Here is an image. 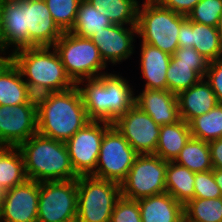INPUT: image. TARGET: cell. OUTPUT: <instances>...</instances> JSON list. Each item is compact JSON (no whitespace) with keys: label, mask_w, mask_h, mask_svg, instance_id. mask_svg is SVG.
Masks as SVG:
<instances>
[{"label":"cell","mask_w":222,"mask_h":222,"mask_svg":"<svg viewBox=\"0 0 222 222\" xmlns=\"http://www.w3.org/2000/svg\"><path fill=\"white\" fill-rule=\"evenodd\" d=\"M27 179L20 149L0 146V188L6 191L24 183Z\"/></svg>","instance_id":"cb8c5ba5"},{"label":"cell","mask_w":222,"mask_h":222,"mask_svg":"<svg viewBox=\"0 0 222 222\" xmlns=\"http://www.w3.org/2000/svg\"><path fill=\"white\" fill-rule=\"evenodd\" d=\"M190 138L189 124L182 119L173 124L161 125L155 155L164 161H174Z\"/></svg>","instance_id":"603a6c76"},{"label":"cell","mask_w":222,"mask_h":222,"mask_svg":"<svg viewBox=\"0 0 222 222\" xmlns=\"http://www.w3.org/2000/svg\"><path fill=\"white\" fill-rule=\"evenodd\" d=\"M217 30H218V35H219V39H220V45H221V48H222V13H221L220 18H219Z\"/></svg>","instance_id":"b9f144b4"},{"label":"cell","mask_w":222,"mask_h":222,"mask_svg":"<svg viewBox=\"0 0 222 222\" xmlns=\"http://www.w3.org/2000/svg\"><path fill=\"white\" fill-rule=\"evenodd\" d=\"M0 7L1 48L11 54L29 47L54 46L64 33L44 0H0Z\"/></svg>","instance_id":"6da1fadb"},{"label":"cell","mask_w":222,"mask_h":222,"mask_svg":"<svg viewBox=\"0 0 222 222\" xmlns=\"http://www.w3.org/2000/svg\"><path fill=\"white\" fill-rule=\"evenodd\" d=\"M164 161L155 154H138L127 177L120 184L121 196L138 200L166 192V168Z\"/></svg>","instance_id":"9c48e42d"},{"label":"cell","mask_w":222,"mask_h":222,"mask_svg":"<svg viewBox=\"0 0 222 222\" xmlns=\"http://www.w3.org/2000/svg\"><path fill=\"white\" fill-rule=\"evenodd\" d=\"M20 149L26 176L37 182L77 179L67 145L40 134L32 135L21 143Z\"/></svg>","instance_id":"5b68a950"},{"label":"cell","mask_w":222,"mask_h":222,"mask_svg":"<svg viewBox=\"0 0 222 222\" xmlns=\"http://www.w3.org/2000/svg\"><path fill=\"white\" fill-rule=\"evenodd\" d=\"M179 47H193L207 60L222 58V48L217 27L190 21L181 24L178 34Z\"/></svg>","instance_id":"e0dca14e"},{"label":"cell","mask_w":222,"mask_h":222,"mask_svg":"<svg viewBox=\"0 0 222 222\" xmlns=\"http://www.w3.org/2000/svg\"><path fill=\"white\" fill-rule=\"evenodd\" d=\"M113 125L138 154H155L160 125L134 104Z\"/></svg>","instance_id":"4fadbf2b"},{"label":"cell","mask_w":222,"mask_h":222,"mask_svg":"<svg viewBox=\"0 0 222 222\" xmlns=\"http://www.w3.org/2000/svg\"><path fill=\"white\" fill-rule=\"evenodd\" d=\"M1 34H2V20H1V7H0V47H1Z\"/></svg>","instance_id":"ee69618b"},{"label":"cell","mask_w":222,"mask_h":222,"mask_svg":"<svg viewBox=\"0 0 222 222\" xmlns=\"http://www.w3.org/2000/svg\"><path fill=\"white\" fill-rule=\"evenodd\" d=\"M213 168H222V138L208 142Z\"/></svg>","instance_id":"f35d334b"},{"label":"cell","mask_w":222,"mask_h":222,"mask_svg":"<svg viewBox=\"0 0 222 222\" xmlns=\"http://www.w3.org/2000/svg\"><path fill=\"white\" fill-rule=\"evenodd\" d=\"M6 52L7 51L0 47V72L12 61V54L10 52Z\"/></svg>","instance_id":"ab89813d"},{"label":"cell","mask_w":222,"mask_h":222,"mask_svg":"<svg viewBox=\"0 0 222 222\" xmlns=\"http://www.w3.org/2000/svg\"><path fill=\"white\" fill-rule=\"evenodd\" d=\"M176 96L180 118L187 123L197 116L208 113L219 103L214 91L204 78Z\"/></svg>","instance_id":"ffe728a7"},{"label":"cell","mask_w":222,"mask_h":222,"mask_svg":"<svg viewBox=\"0 0 222 222\" xmlns=\"http://www.w3.org/2000/svg\"><path fill=\"white\" fill-rule=\"evenodd\" d=\"M110 222H142L138 201L121 196L116 201Z\"/></svg>","instance_id":"e575fe53"},{"label":"cell","mask_w":222,"mask_h":222,"mask_svg":"<svg viewBox=\"0 0 222 222\" xmlns=\"http://www.w3.org/2000/svg\"><path fill=\"white\" fill-rule=\"evenodd\" d=\"M3 192L0 191V219H1V214H2V199H3Z\"/></svg>","instance_id":"7bdbcfd3"},{"label":"cell","mask_w":222,"mask_h":222,"mask_svg":"<svg viewBox=\"0 0 222 222\" xmlns=\"http://www.w3.org/2000/svg\"><path fill=\"white\" fill-rule=\"evenodd\" d=\"M137 155L138 153L112 124L104 133L96 169L91 176L121 184Z\"/></svg>","instance_id":"30bf717a"},{"label":"cell","mask_w":222,"mask_h":222,"mask_svg":"<svg viewBox=\"0 0 222 222\" xmlns=\"http://www.w3.org/2000/svg\"><path fill=\"white\" fill-rule=\"evenodd\" d=\"M204 79L211 86L219 103H222V58L209 63Z\"/></svg>","instance_id":"8d00e7d4"},{"label":"cell","mask_w":222,"mask_h":222,"mask_svg":"<svg viewBox=\"0 0 222 222\" xmlns=\"http://www.w3.org/2000/svg\"><path fill=\"white\" fill-rule=\"evenodd\" d=\"M120 197V184L91 175L79 176L76 222H110L114 206Z\"/></svg>","instance_id":"ba28073f"},{"label":"cell","mask_w":222,"mask_h":222,"mask_svg":"<svg viewBox=\"0 0 222 222\" xmlns=\"http://www.w3.org/2000/svg\"><path fill=\"white\" fill-rule=\"evenodd\" d=\"M60 56L67 75L76 84L80 80L97 78L108 66L102 60L97 46L90 38L64 32L53 46Z\"/></svg>","instance_id":"52a82bcc"},{"label":"cell","mask_w":222,"mask_h":222,"mask_svg":"<svg viewBox=\"0 0 222 222\" xmlns=\"http://www.w3.org/2000/svg\"><path fill=\"white\" fill-rule=\"evenodd\" d=\"M113 23L104 14L96 10L87 0H81L75 23L70 30L76 36L91 38L96 32Z\"/></svg>","instance_id":"83f0119b"},{"label":"cell","mask_w":222,"mask_h":222,"mask_svg":"<svg viewBox=\"0 0 222 222\" xmlns=\"http://www.w3.org/2000/svg\"><path fill=\"white\" fill-rule=\"evenodd\" d=\"M213 176L214 179L220 188L221 194H222V168H213Z\"/></svg>","instance_id":"60d3db41"},{"label":"cell","mask_w":222,"mask_h":222,"mask_svg":"<svg viewBox=\"0 0 222 222\" xmlns=\"http://www.w3.org/2000/svg\"><path fill=\"white\" fill-rule=\"evenodd\" d=\"M23 103H36V97L23 80L18 67L11 61L0 72V105L14 106Z\"/></svg>","instance_id":"7402d4cb"},{"label":"cell","mask_w":222,"mask_h":222,"mask_svg":"<svg viewBox=\"0 0 222 222\" xmlns=\"http://www.w3.org/2000/svg\"><path fill=\"white\" fill-rule=\"evenodd\" d=\"M166 79L167 90L177 95L198 83L202 77L194 70V65L176 64L171 60Z\"/></svg>","instance_id":"4dcf8cb0"},{"label":"cell","mask_w":222,"mask_h":222,"mask_svg":"<svg viewBox=\"0 0 222 222\" xmlns=\"http://www.w3.org/2000/svg\"><path fill=\"white\" fill-rule=\"evenodd\" d=\"M40 182L27 179L3 192L0 222H37Z\"/></svg>","instance_id":"9a60e30c"},{"label":"cell","mask_w":222,"mask_h":222,"mask_svg":"<svg viewBox=\"0 0 222 222\" xmlns=\"http://www.w3.org/2000/svg\"><path fill=\"white\" fill-rule=\"evenodd\" d=\"M221 13L222 0H200L187 18L200 24L217 27Z\"/></svg>","instance_id":"d6a6232c"},{"label":"cell","mask_w":222,"mask_h":222,"mask_svg":"<svg viewBox=\"0 0 222 222\" xmlns=\"http://www.w3.org/2000/svg\"><path fill=\"white\" fill-rule=\"evenodd\" d=\"M77 179L40 182L37 222H76Z\"/></svg>","instance_id":"8fae6325"},{"label":"cell","mask_w":222,"mask_h":222,"mask_svg":"<svg viewBox=\"0 0 222 222\" xmlns=\"http://www.w3.org/2000/svg\"><path fill=\"white\" fill-rule=\"evenodd\" d=\"M12 61L35 97L68 90L76 85L67 75L53 46L20 49L12 54Z\"/></svg>","instance_id":"277c9868"},{"label":"cell","mask_w":222,"mask_h":222,"mask_svg":"<svg viewBox=\"0 0 222 222\" xmlns=\"http://www.w3.org/2000/svg\"><path fill=\"white\" fill-rule=\"evenodd\" d=\"M195 172L169 161L166 168V192L185 205L194 198Z\"/></svg>","instance_id":"d4e9b609"},{"label":"cell","mask_w":222,"mask_h":222,"mask_svg":"<svg viewBox=\"0 0 222 222\" xmlns=\"http://www.w3.org/2000/svg\"><path fill=\"white\" fill-rule=\"evenodd\" d=\"M37 134L36 103L0 105V146L18 147Z\"/></svg>","instance_id":"5bb4252c"},{"label":"cell","mask_w":222,"mask_h":222,"mask_svg":"<svg viewBox=\"0 0 222 222\" xmlns=\"http://www.w3.org/2000/svg\"><path fill=\"white\" fill-rule=\"evenodd\" d=\"M134 37H138L137 26L112 24L96 32L90 39L97 46L104 63L116 66L135 53Z\"/></svg>","instance_id":"2e32d148"},{"label":"cell","mask_w":222,"mask_h":222,"mask_svg":"<svg viewBox=\"0 0 222 222\" xmlns=\"http://www.w3.org/2000/svg\"><path fill=\"white\" fill-rule=\"evenodd\" d=\"M37 133L66 142L90 120L77 86L36 97Z\"/></svg>","instance_id":"7a4b0ae2"},{"label":"cell","mask_w":222,"mask_h":222,"mask_svg":"<svg viewBox=\"0 0 222 222\" xmlns=\"http://www.w3.org/2000/svg\"><path fill=\"white\" fill-rule=\"evenodd\" d=\"M137 201L142 222H184V205L168 192Z\"/></svg>","instance_id":"44dd1931"},{"label":"cell","mask_w":222,"mask_h":222,"mask_svg":"<svg viewBox=\"0 0 222 222\" xmlns=\"http://www.w3.org/2000/svg\"><path fill=\"white\" fill-rule=\"evenodd\" d=\"M188 124L194 138L206 142L222 138V103L208 113L193 118Z\"/></svg>","instance_id":"f1b7e54d"},{"label":"cell","mask_w":222,"mask_h":222,"mask_svg":"<svg viewBox=\"0 0 222 222\" xmlns=\"http://www.w3.org/2000/svg\"><path fill=\"white\" fill-rule=\"evenodd\" d=\"M140 73L145 89L167 90L166 71L171 62V55L159 48L140 42Z\"/></svg>","instance_id":"d6986e66"},{"label":"cell","mask_w":222,"mask_h":222,"mask_svg":"<svg viewBox=\"0 0 222 222\" xmlns=\"http://www.w3.org/2000/svg\"><path fill=\"white\" fill-rule=\"evenodd\" d=\"M113 24L137 26L139 0H87Z\"/></svg>","instance_id":"484cf974"},{"label":"cell","mask_w":222,"mask_h":222,"mask_svg":"<svg viewBox=\"0 0 222 222\" xmlns=\"http://www.w3.org/2000/svg\"><path fill=\"white\" fill-rule=\"evenodd\" d=\"M163 7L187 16L200 0H156Z\"/></svg>","instance_id":"74e56055"},{"label":"cell","mask_w":222,"mask_h":222,"mask_svg":"<svg viewBox=\"0 0 222 222\" xmlns=\"http://www.w3.org/2000/svg\"><path fill=\"white\" fill-rule=\"evenodd\" d=\"M111 125L103 121H89L65 142L78 177L94 173L104 133Z\"/></svg>","instance_id":"7c38bea8"},{"label":"cell","mask_w":222,"mask_h":222,"mask_svg":"<svg viewBox=\"0 0 222 222\" xmlns=\"http://www.w3.org/2000/svg\"><path fill=\"white\" fill-rule=\"evenodd\" d=\"M135 95V104L160 126L173 124L181 119L176 94L168 90L144 88Z\"/></svg>","instance_id":"ac0fdd59"},{"label":"cell","mask_w":222,"mask_h":222,"mask_svg":"<svg viewBox=\"0 0 222 222\" xmlns=\"http://www.w3.org/2000/svg\"><path fill=\"white\" fill-rule=\"evenodd\" d=\"M222 197L213 170L195 173L194 198L210 199Z\"/></svg>","instance_id":"d590c367"},{"label":"cell","mask_w":222,"mask_h":222,"mask_svg":"<svg viewBox=\"0 0 222 222\" xmlns=\"http://www.w3.org/2000/svg\"><path fill=\"white\" fill-rule=\"evenodd\" d=\"M186 19L187 16L163 7L156 0H145L138 7V38L172 56L179 47L178 34Z\"/></svg>","instance_id":"8992f818"},{"label":"cell","mask_w":222,"mask_h":222,"mask_svg":"<svg viewBox=\"0 0 222 222\" xmlns=\"http://www.w3.org/2000/svg\"><path fill=\"white\" fill-rule=\"evenodd\" d=\"M174 162L187 167L190 171L195 173L213 169L208 142L192 136L181 149Z\"/></svg>","instance_id":"4316f807"},{"label":"cell","mask_w":222,"mask_h":222,"mask_svg":"<svg viewBox=\"0 0 222 222\" xmlns=\"http://www.w3.org/2000/svg\"><path fill=\"white\" fill-rule=\"evenodd\" d=\"M114 72L76 83L90 121L113 124L135 104L132 84L127 77Z\"/></svg>","instance_id":"3957f363"},{"label":"cell","mask_w":222,"mask_h":222,"mask_svg":"<svg viewBox=\"0 0 222 222\" xmlns=\"http://www.w3.org/2000/svg\"><path fill=\"white\" fill-rule=\"evenodd\" d=\"M184 222H222V197L189 200L184 205Z\"/></svg>","instance_id":"f546056e"},{"label":"cell","mask_w":222,"mask_h":222,"mask_svg":"<svg viewBox=\"0 0 222 222\" xmlns=\"http://www.w3.org/2000/svg\"><path fill=\"white\" fill-rule=\"evenodd\" d=\"M53 20L63 31H70L75 23L81 0H44Z\"/></svg>","instance_id":"1f68e13d"},{"label":"cell","mask_w":222,"mask_h":222,"mask_svg":"<svg viewBox=\"0 0 222 222\" xmlns=\"http://www.w3.org/2000/svg\"><path fill=\"white\" fill-rule=\"evenodd\" d=\"M171 60L176 64L194 65V70L202 78H204L210 63L193 47H178L171 56Z\"/></svg>","instance_id":"836d02e7"}]
</instances>
